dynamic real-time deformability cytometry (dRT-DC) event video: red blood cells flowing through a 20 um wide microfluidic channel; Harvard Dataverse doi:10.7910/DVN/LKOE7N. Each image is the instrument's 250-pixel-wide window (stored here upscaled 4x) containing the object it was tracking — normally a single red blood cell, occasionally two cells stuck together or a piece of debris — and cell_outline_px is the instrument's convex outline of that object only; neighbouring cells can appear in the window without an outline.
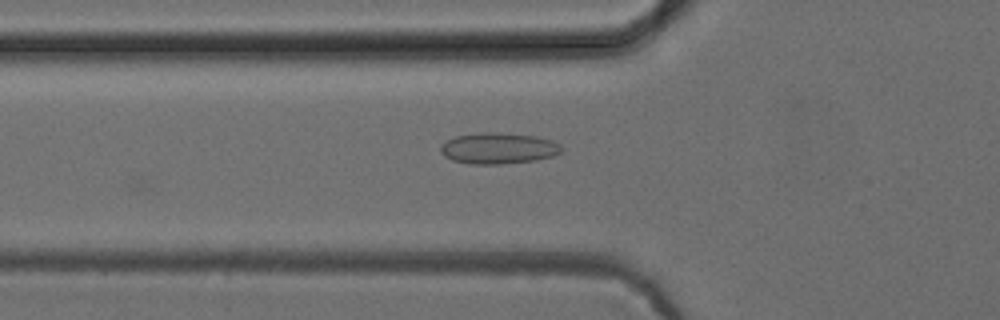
{"species": "common noctule bat (a hibernating species)", "species_latin": "Nyctalus noctula", "temperature_condition": "cold", "stored_images_in_passage": 38, "camera_frame_rate_fps": 3000, "um_per_image_px": 0.085, "animal": {"sex": "female", "body_mass_g": 24.6, "forearm_length_mm": 56.2}, "frame": {"image": 1, "passage_image": 4, "time_ms": 1.0, "image_size_px": [1000, 320], "cell_outline_px": [[564, 148], [560, 152], [552, 156], [536, 160], [500, 164], [472, 164], [452, 160], [444, 156], [440, 152], [440, 144], [456, 136], [484, 132], [496, 132], [536, 136], [552, 140], [560, 144]], "centroid_in_image_um": [42.36, 12.6], "position_along_channel_um": 83.4, "area_um2": 21.96}}
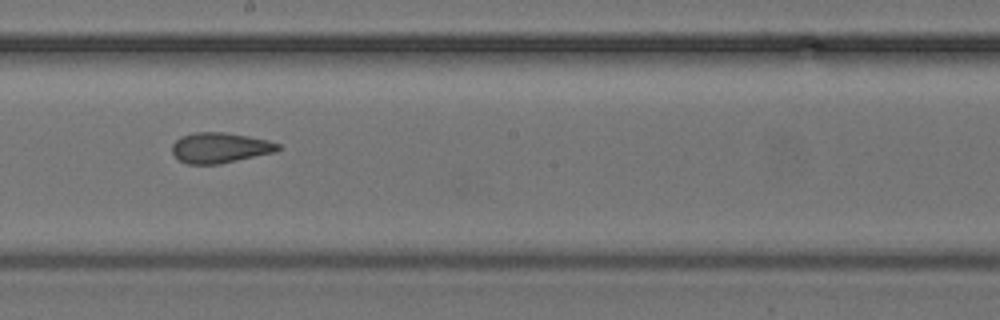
{"frame": {"image": 2, "passage_image": 15, "time_ms": 4.667, "image_size_px": [1000, 320], "cell_outline_px": [[280, 148], [276, 152], [220, 164], [188, 164], [180, 160], [172, 152], [172, 144], [180, 136], [196, 132], [224, 132], [248, 136], [268, 140], [280, 144]], "centroid_in_image_um": [18.71, 12.56], "position_along_channel_um": 229.5, "area_um2": 18.79}}
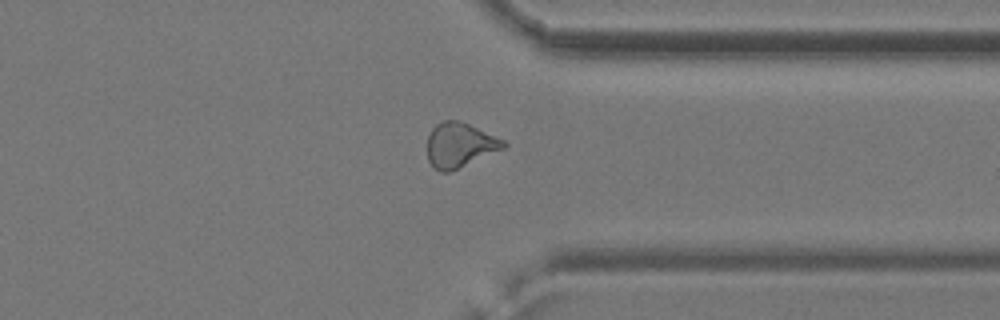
{"frame": {"image": 3, "passage_image": 26, "time_ms": 8.333, "image_size_px": [1000, 320], "cell_outline_px": [[508, 144], [504, 148], [448, 172], [440, 172], [432, 168], [428, 160], [428, 136], [432, 128], [436, 124], [444, 120], [460, 120], [504, 140]], "centroid_in_image_um": [39.05, 12.32], "position_along_channel_um": 372.4, "area_um2": 19.65}, "authors_computed_cell_mechanics": {"area_um2": 19.3919, "velocity_mm_per_s": 3.9495, "shape_relaxation_time_tau1_ms": null, "shape_relaxation_time_tau2_ms": 2.4427, "deformation_change_tau1": null, "deformation_change_tau2": 0.0948}}